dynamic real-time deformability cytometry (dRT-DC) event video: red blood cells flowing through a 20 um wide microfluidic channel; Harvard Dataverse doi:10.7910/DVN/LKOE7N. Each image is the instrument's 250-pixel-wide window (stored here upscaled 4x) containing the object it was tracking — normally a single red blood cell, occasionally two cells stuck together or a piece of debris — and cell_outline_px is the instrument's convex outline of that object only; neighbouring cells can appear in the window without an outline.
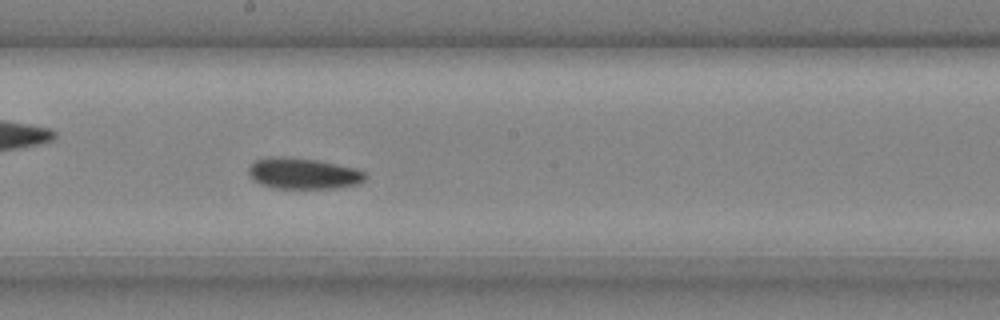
{"species": "common noctule bat (a hibernating species)", "species_latin": "Nyctalus noctula", "temperature_condition": "cold", "stored_images_in_passage": 32, "camera_frame_rate_fps": 3000, "um_per_image_px": 0.085, "animal": {"sex": "male", "body_mass_g": 20.4}, "frame": {"image": 1, "passage_image": 14, "time_ms": 4.333, "image_size_px": [1000, 320], "cell_outline_px": [[368, 176], [360, 184], [340, 188], [272, 188], [260, 184], [252, 180], [248, 172], [248, 168], [256, 160], [268, 156], [288, 156], [320, 160], [356, 168], [364, 172]], "centroid_in_image_um": [25.78, 14.74], "position_along_channel_um": 222.4, "area_um2": 21.62}}